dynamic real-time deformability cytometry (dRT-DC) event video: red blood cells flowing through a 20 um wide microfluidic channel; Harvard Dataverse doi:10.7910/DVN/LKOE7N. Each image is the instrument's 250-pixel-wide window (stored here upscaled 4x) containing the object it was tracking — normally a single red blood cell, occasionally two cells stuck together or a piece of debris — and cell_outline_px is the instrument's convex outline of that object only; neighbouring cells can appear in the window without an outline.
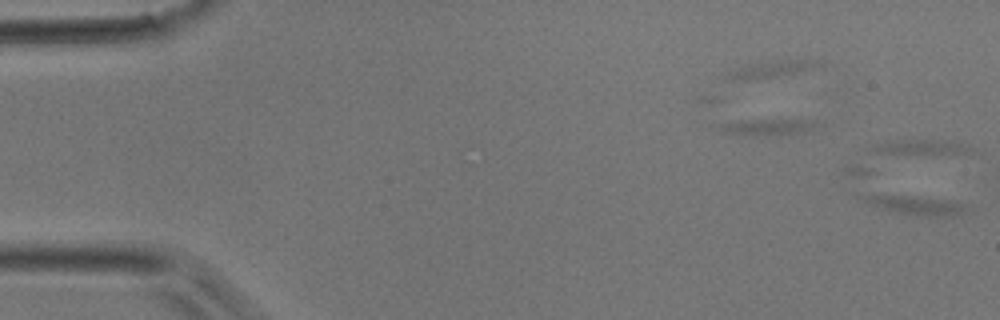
{"species": "common noctule bat (a hibernating species)", "species_latin": "Nyctalus noctula", "temperature_condition": "room temperature", "stored_images_in_passage": 31, "segment_of_instrument_passage": [1, 4], "camera_frame_rate_fps": 3000, "um_per_image_px": 0.085, "animal": {"sex": "male", "body_mass_g": 17.9}, "frame": {"image": 1, "passage_image": 1, "time_ms": 0.0, "image_size_px": [1000, 320], "cell_outline_px": [[964, 212], [948, 216], [928, 216], [900, 212], [884, 208], [860, 200], [852, 192], [864, 192], [908, 196], [944, 200], [960, 204], [964, 208]], "centroid_in_image_um": [77.5, 17.37], "position_along_channel_um": 7.5, "area_um2": 11.1}}